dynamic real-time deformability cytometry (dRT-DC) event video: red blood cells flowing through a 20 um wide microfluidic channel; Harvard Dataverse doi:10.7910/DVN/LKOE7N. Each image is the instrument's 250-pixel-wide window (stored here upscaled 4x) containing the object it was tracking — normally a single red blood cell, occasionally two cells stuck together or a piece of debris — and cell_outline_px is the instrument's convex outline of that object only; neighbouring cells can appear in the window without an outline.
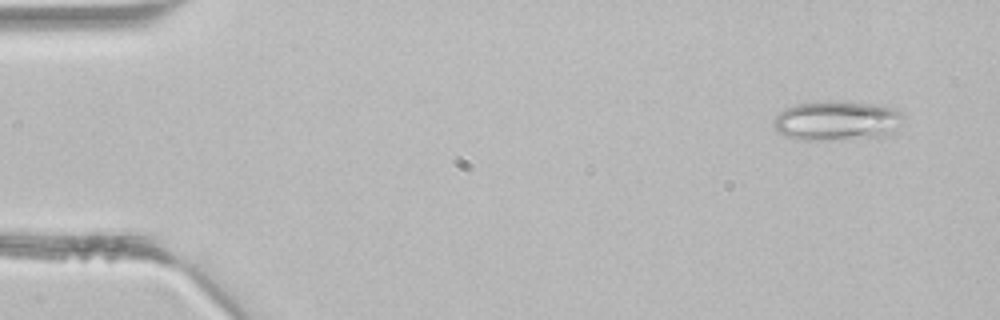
{"species": "common noctule bat (a hibernating species)", "species_latin": "Nyctalus noctula", "temperature_condition": "room temperature", "stored_images_in_passage": 41, "camera_frame_rate_fps": 3000, "um_per_image_px": 0.085, "animal": {"sex": "male", "body_mass_g": 21.5, "forearm_length_mm": 52.0}, "frame": {"image": 1, "passage_image": 1, "time_ms": 0.0, "image_size_px": [1000, 320], "cell_outline_px": [[904, 116], [884, 136], [824, 140], [800, 140], [784, 136], [776, 132], [772, 124], [772, 120], [784, 108], [796, 104], [868, 104], [892, 108], [900, 112]], "centroid_in_image_um": [70.99, 10.31], "position_along_channel_um": 14.0, "area_um2": 28.5}}
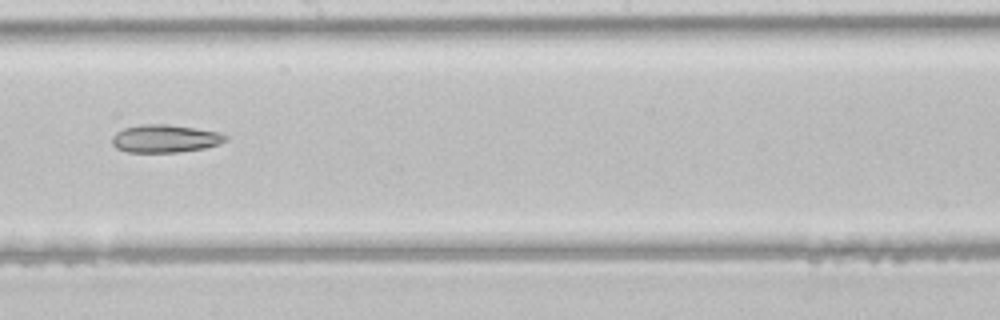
{"frame": {"image": 2, "passage_image": 22, "time_ms": 7.0, "image_size_px": [1000, 320], "cell_outline_px": [[228, 140], [220, 144], [204, 148], [176, 152], [128, 152], [116, 148], [112, 144], [112, 136], [116, 132], [124, 128], [144, 124], [168, 124], [220, 132], [228, 136]], "centroid_in_image_um": [14.04, 11.78], "position_along_channel_um": 234.2, "area_um2": 18.44}}
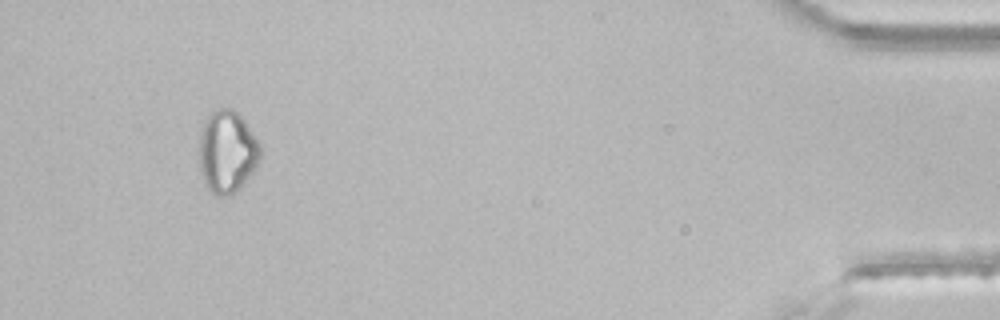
{"frame": {"image": 3, "passage_image": 38, "time_ms": 12.333, "image_size_px": [1000, 320], "cell_outline_px": [[260, 156], [252, 172], [228, 196], [220, 196], [212, 192], [204, 184], [200, 172], [200, 132], [204, 120], [212, 108], [232, 108], [240, 112], [260, 144]], "centroid_in_image_um": [19.28, 12.81], "position_along_channel_um": 415.9, "area_um2": 29.25}}